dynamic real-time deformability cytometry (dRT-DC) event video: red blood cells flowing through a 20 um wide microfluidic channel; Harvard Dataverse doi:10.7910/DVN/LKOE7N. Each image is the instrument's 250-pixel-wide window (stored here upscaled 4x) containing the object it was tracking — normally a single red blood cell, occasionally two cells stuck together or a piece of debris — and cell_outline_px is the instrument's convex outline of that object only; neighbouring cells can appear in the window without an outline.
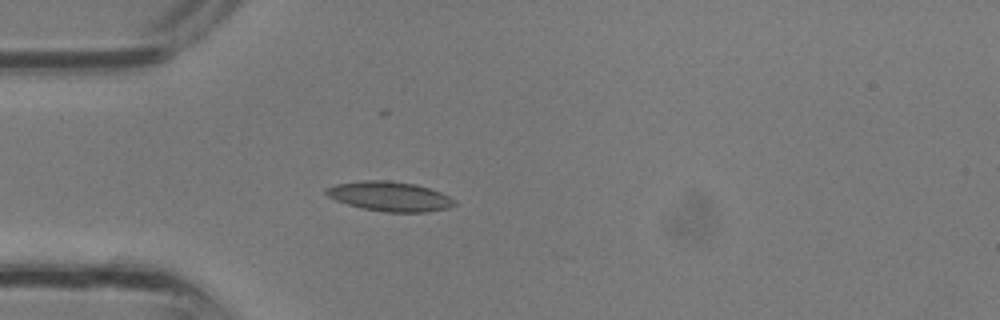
{"species": "common noctule bat (a hibernating species)", "species_latin": "Nyctalus noctula", "temperature_condition": "room temperature", "stored_images_in_passage": 27, "camera_frame_rate_fps": 3000, "um_per_image_px": 0.085, "animal": {"sex": "male", "body_mass_g": 13.3}, "frame": {"image": 1, "passage_image": 3, "time_ms": 0.667, "image_size_px": [1000, 320], "cell_outline_px": [[456, 204], [448, 208], [428, 212], [384, 212], [364, 208], [348, 204], [336, 200], [328, 196], [324, 192], [324, 188], [336, 184], [360, 180], [388, 180], [416, 184], [440, 192], [456, 200]], "centroid_in_image_um": [33.12, 16.68], "position_along_channel_um": 51.9, "area_um2": 22.2}}
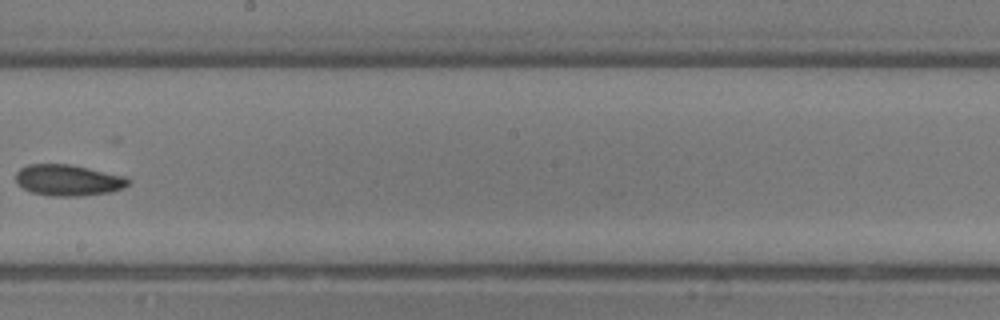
{"frame": {"image": 2, "passage_image": 13, "time_ms": 4.0, "image_size_px": [1000, 320], "cell_outline_px": [[132, 180], [128, 184], [120, 188], [108, 192], [80, 196], [52, 196], [32, 192], [16, 184], [16, 172], [20, 168], [28, 164], [72, 164], [124, 176]], "centroid_in_image_um": [5.76, 15.3], "position_along_channel_um": 242.4, "area_um2": 20.35}}
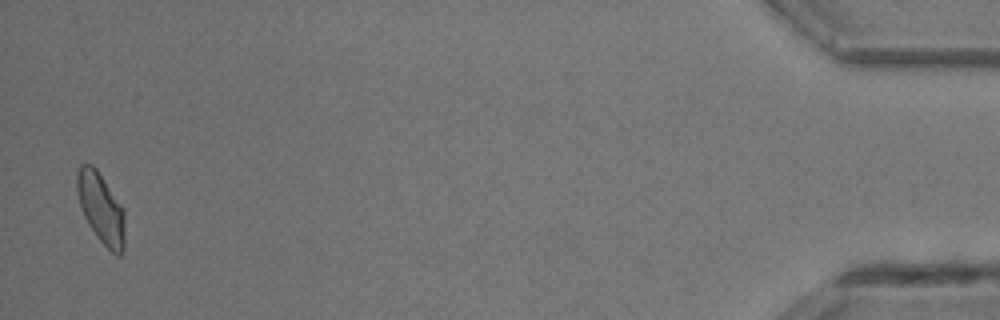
{"frame": {"image": 3, "passage_image": 27, "time_ms": 8.667, "image_size_px": [1000, 320], "cell_outline_px": [[124, 248], [120, 256], [116, 256], [96, 236], [88, 224], [80, 208], [76, 192], [76, 176], [80, 164], [92, 164], [96, 168], [124, 208]], "centroid_in_image_um": [8.57, 17.69], "position_along_channel_um": 426.6, "area_um2": 19.83}}